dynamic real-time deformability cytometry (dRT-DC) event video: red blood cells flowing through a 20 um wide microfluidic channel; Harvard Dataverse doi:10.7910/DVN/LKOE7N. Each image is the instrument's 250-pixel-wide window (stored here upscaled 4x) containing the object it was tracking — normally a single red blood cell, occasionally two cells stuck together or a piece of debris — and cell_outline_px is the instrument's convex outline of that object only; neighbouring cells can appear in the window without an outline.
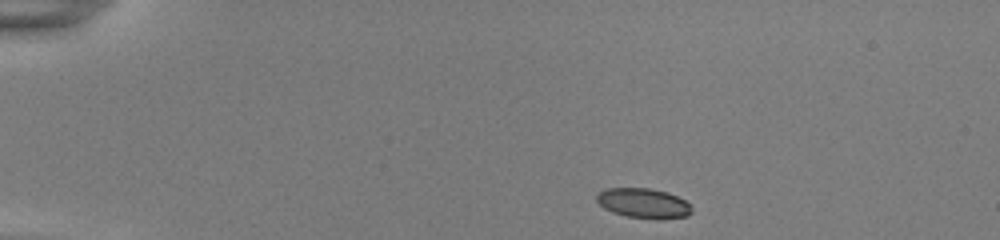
{"species": "common noctule bat (a hibernating species)", "species_latin": "Nyctalus noctula", "temperature_condition": "room temperature", "stored_images_in_passage": 44, "camera_frame_rate_fps": 3000, "um_per_image_px": 0.085, "animal": {"sex": "female", "body_mass_g": 22.0, "forearm_length_mm": 56.7}, "frame": {"image": 1, "passage_image": 1, "time_ms": 0.0, "image_size_px": [1000, 240], "cell_outline_px": [[692, 212], [688, 216], [660, 220], [656, 220], [628, 216], [612, 212], [604, 208], [596, 200], [596, 196], [604, 188], [648, 188], [668, 192], [684, 200], [692, 208]], "centroid_in_image_um": [54.71, 17.28], "position_along_channel_um": 30.3, "area_um2": 16.65}}
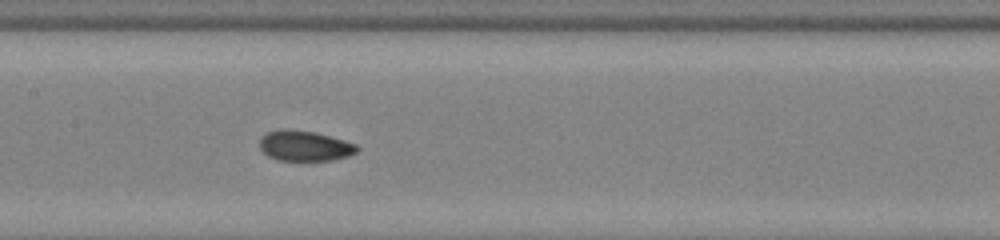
{"frame": {"image": 2, "passage_image": 19, "time_ms": 6.0, "image_size_px": [1000, 240], "cell_outline_px": [[360, 148], [356, 152], [348, 156], [332, 160], [280, 160], [268, 156], [260, 148], [260, 136], [268, 132], [312, 132], [344, 140], [356, 144]], "centroid_in_image_um": [25.94, 12.44], "position_along_channel_um": 181.5, "area_um2": 16.42}}
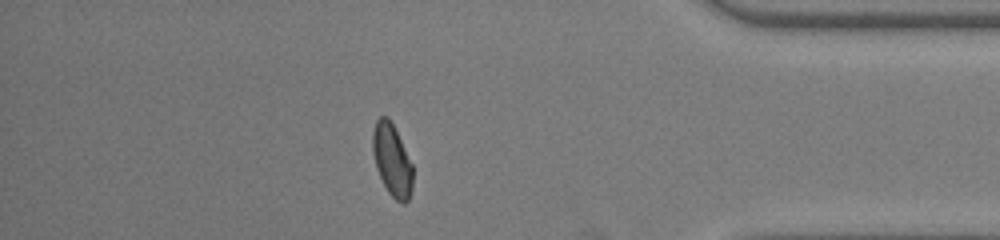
{"frame": {"image": 3, "passage_image": 38, "time_ms": 12.333, "image_size_px": [1000, 240], "cell_outline_px": [[412, 188], [408, 200], [404, 204], [396, 200], [388, 192], [376, 168], [372, 152], [372, 132], [376, 120], [380, 116], [388, 116], [412, 164]], "centroid_in_image_um": [33.3, 13.61], "position_along_channel_um": 401.9, "area_um2": 16.65}, "authors_computed_cell_mechanics": {"area_um2": 17.0221, "velocity_mm_per_s": 3.8665, "shape_relaxation_time_tau1_ms": 10.4485, "shape_relaxation_time_tau2_ms": 1.1077, "deformation_change_tau1": 0.21, "deformation_change_tau2": 0.0405}}